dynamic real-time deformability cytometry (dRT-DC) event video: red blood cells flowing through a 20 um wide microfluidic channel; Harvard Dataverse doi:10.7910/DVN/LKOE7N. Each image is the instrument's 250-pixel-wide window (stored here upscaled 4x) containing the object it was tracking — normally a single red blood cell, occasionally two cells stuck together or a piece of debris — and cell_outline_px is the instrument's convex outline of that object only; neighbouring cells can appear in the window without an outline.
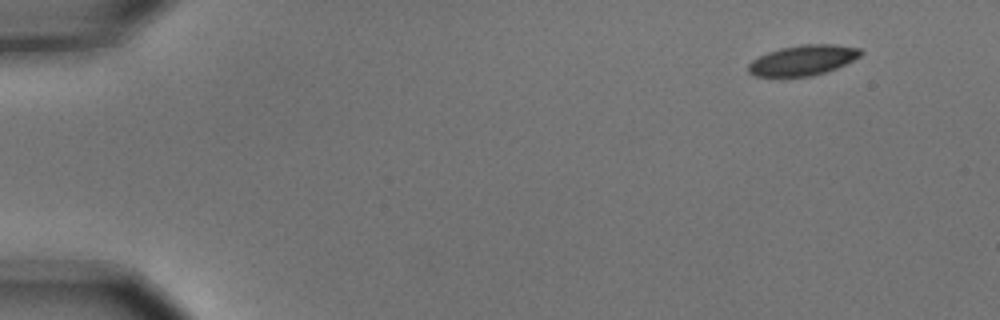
{"species": "common noctule bat (a hibernating species)", "species_latin": "Nyctalus noctula", "temperature_condition": "cold", "stored_images_in_passage": 14, "camera_frame_rate_fps": 3000, "um_per_image_px": 0.085, "animal": {"sex": "male", "body_mass_g": 15.6}, "frame": {"image": 1, "passage_image": 1, "time_ms": 0.0, "image_size_px": [1000, 320], "cell_outline_px": [[864, 52], [860, 56], [836, 68], [812, 76], [756, 76], [748, 72], [748, 64], [752, 60], [768, 52], [780, 48], [800, 44], [836, 44], [860, 48]], "centroid_in_image_um": [68.25, 5.1], "position_along_channel_um": 16.7, "area_um2": 19.71}}
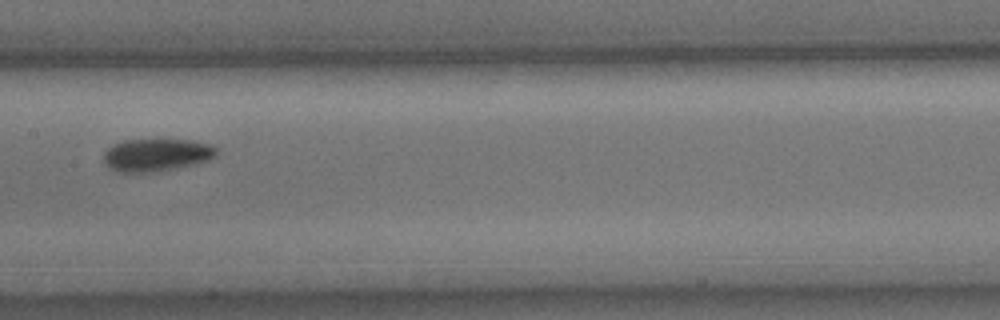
{"frame": {"image": 2, "passage_image": 7, "time_ms": 2.0, "image_size_px": [1000, 320], "cell_outline_px": [[216, 156], [208, 160], [196, 164], [180, 168], [156, 172], [120, 172], [108, 168], [104, 164], [104, 152], [112, 144], [124, 140], [192, 140], [212, 144], [216, 148]], "centroid_in_image_um": [13.3, 13.18], "position_along_channel_um": 194.1, "area_um2": 21.73}}
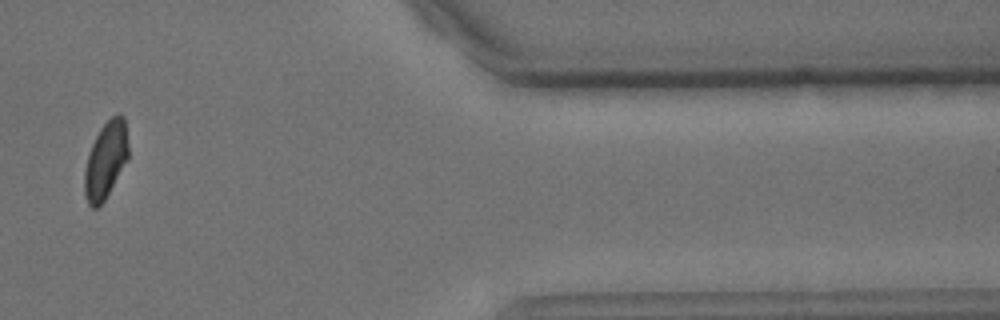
{"frame": {"image": 3, "passage_image": 12, "time_ms": 3.667, "image_size_px": [1000, 320], "cell_outline_px": [[128, 156], [104, 200], [96, 208], [92, 208], [88, 204], [84, 192], [84, 172], [88, 156], [92, 144], [100, 128], [112, 116], [120, 112], [124, 116], [128, 144]], "centroid_in_image_um": [8.97, 13.58], "position_along_channel_um": 402.4, "area_um2": 19.19}}